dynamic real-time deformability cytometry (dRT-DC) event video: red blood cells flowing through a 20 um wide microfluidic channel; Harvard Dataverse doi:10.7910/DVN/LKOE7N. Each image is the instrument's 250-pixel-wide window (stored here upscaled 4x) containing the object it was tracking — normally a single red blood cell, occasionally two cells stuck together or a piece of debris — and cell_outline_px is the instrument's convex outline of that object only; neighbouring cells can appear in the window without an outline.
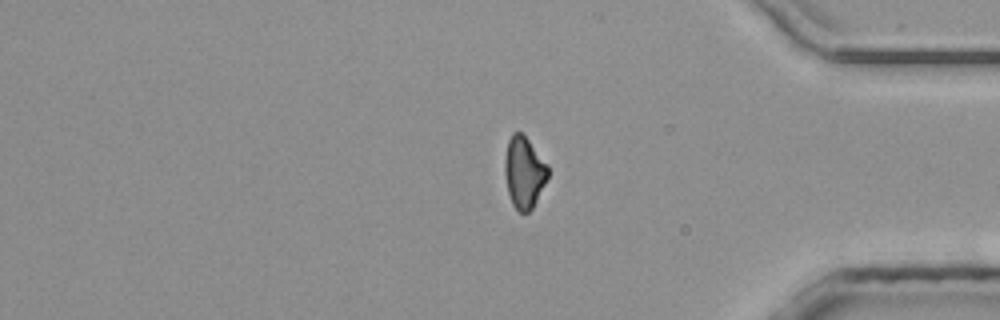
{"species": "common noctule bat (a hibernating species)", "species_latin": "Nyctalus noctula", "temperature_condition": "room temperature", "stored_images_in_passage": 42, "segment_of_instrument_passage": [2, 2], "camera_frame_rate_fps": 3000, "um_per_image_px": 0.085, "animal": {"sex": "male", "body_mass_g": 20.4}, "frame": {"image": 1, "passage_image": 42, "time_ms": 13.667, "image_size_px": [1000, 320], "cell_outline_px": [[548, 176], [532, 208], [528, 212], [520, 212], [512, 204], [508, 192], [504, 172], [504, 160], [508, 140], [512, 132], [520, 132], [528, 140], [548, 164]], "centroid_in_image_um": [44.53, 14.63], "position_along_channel_um": 390.7, "area_um2": 17.8}}